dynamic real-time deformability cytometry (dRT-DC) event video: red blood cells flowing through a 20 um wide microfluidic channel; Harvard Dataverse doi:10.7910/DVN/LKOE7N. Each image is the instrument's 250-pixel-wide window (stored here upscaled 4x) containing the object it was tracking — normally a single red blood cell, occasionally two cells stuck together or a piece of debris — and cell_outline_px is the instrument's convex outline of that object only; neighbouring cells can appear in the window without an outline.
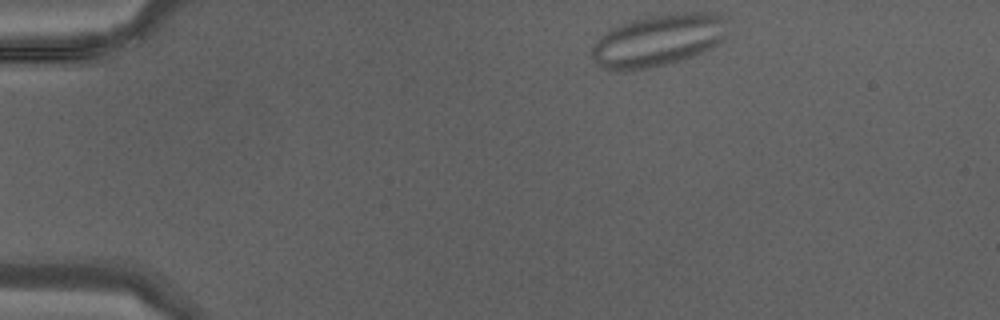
{"species": "Egyptian fruit bat (a non-hibernating species)", "species_latin": "Rousettus aegyptiacus", "temperature_condition": "warm", "stored_images_in_passage": 36, "segment_of_instrument_passage": [1, 2], "camera_frame_rate_fps": 3000, "um_per_image_px": 0.085, "animal": {"sex": "male"}, "frame": {"image": 1, "passage_image": 1, "time_ms": 0.0, "image_size_px": [1000, 320], "cell_outline_px": [[724, 40], [692, 56], [664, 64], [648, 68], [624, 72], [616, 72], [604, 68], [592, 56], [592, 48], [600, 36], [612, 28], [620, 24], [632, 20], [648, 16], [676, 12], [700, 12], [720, 16]], "centroid_in_image_um": [55.84, 3.44], "position_along_channel_um": 29.2, "area_um2": 40.17}}
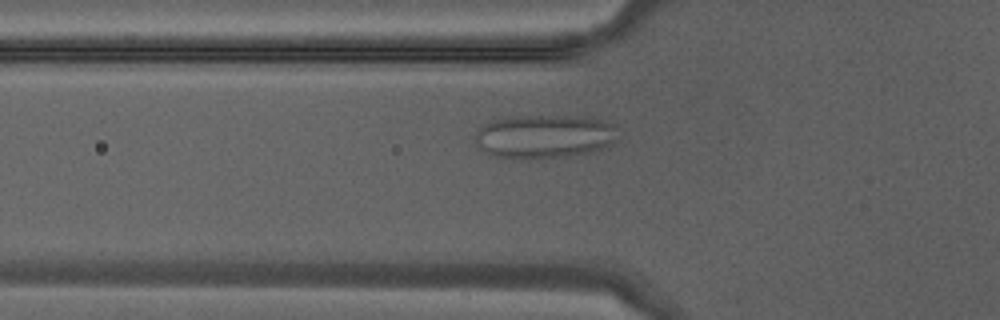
{"frame": {"image": 2, "passage_image": 9, "time_ms": 2.667, "image_size_px": [1000, 320], "cell_outline_px": [[616, 140], [600, 148], [588, 152], [568, 156], [532, 160], [496, 156], [488, 152], [476, 144], [472, 136], [484, 124], [492, 120], [508, 116], [588, 116], [612, 124]], "centroid_in_image_um": [46.19, 11.59], "position_along_channel_um": 79.6, "area_um2": 36.24}}